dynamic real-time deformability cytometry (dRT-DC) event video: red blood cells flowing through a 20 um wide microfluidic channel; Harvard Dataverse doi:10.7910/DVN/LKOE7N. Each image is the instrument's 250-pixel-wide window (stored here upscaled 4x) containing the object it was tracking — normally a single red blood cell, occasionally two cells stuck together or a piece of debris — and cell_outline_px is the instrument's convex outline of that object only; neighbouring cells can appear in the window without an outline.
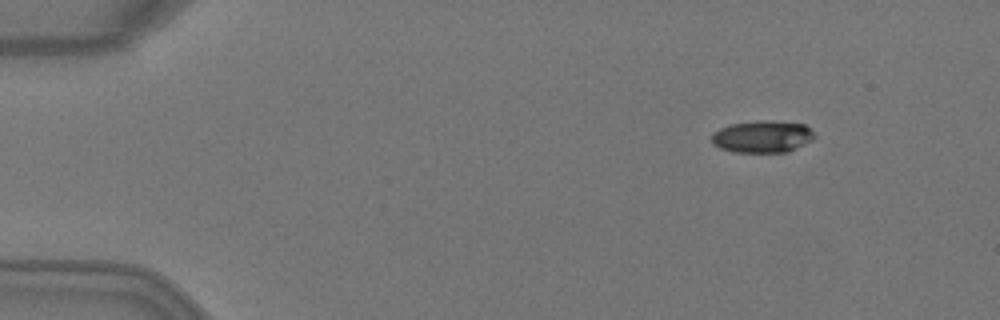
{"species": "Egyptian fruit bat (a non-hibernating species)", "species_latin": "Rousettus aegyptiacus", "temperature_condition": "warm", "stored_images_in_passage": 5, "camera_frame_rate_fps": 3000, "um_per_image_px": 0.085, "animal": {"sex": "female"}, "frame": {"image": 1, "passage_image": 1, "time_ms": 0.0, "image_size_px": [1000, 320], "cell_outline_px": [[816, 136], [812, 140], [788, 152], [736, 152], [720, 148], [712, 144], [712, 132], [720, 128], [732, 124], [756, 120], [772, 120], [804, 124]], "centroid_in_image_um": [64.79, 11.6], "position_along_channel_um": 20.2, "area_um2": 19.25}}
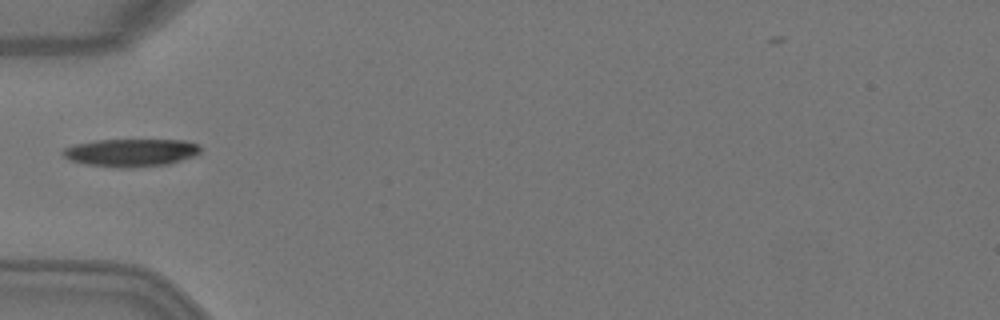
{"frame": {"image": 2, "passage_image": 4, "time_ms": 1.0, "image_size_px": [1000, 320], "cell_outline_px": [[200, 152], [192, 156], [168, 164], [132, 168], [120, 168], [88, 164], [72, 160], [64, 156], [60, 152], [64, 148], [72, 144], [96, 140], [184, 140], [200, 144]], "centroid_in_image_um": [11.12, 12.96], "position_along_channel_um": 73.9, "area_um2": 22.25}}